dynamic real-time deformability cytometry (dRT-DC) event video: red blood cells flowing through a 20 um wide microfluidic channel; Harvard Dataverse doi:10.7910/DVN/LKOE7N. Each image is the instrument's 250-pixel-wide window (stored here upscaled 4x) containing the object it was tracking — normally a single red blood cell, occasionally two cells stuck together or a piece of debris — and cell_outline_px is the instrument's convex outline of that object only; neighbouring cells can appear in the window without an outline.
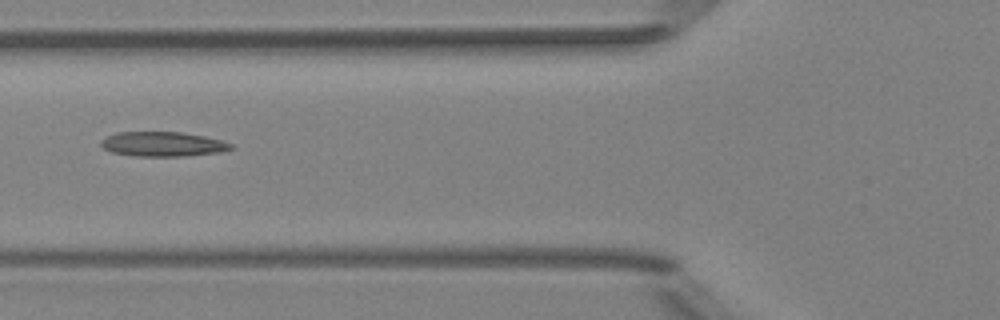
{"species": "Egyptian fruit bat (a non-hibernating species)", "species_latin": "Rousettus aegyptiacus", "temperature_condition": "room temperature", "stored_images_in_passage": 7, "camera_frame_rate_fps": 3000, "um_per_image_px": 0.085, "animal": {"sex": "female"}, "frame": {"image": 1, "passage_image": 3, "time_ms": 2.333, "image_size_px": [1000, 320], "cell_outline_px": [[236, 148], [220, 152], [188, 156], [132, 156], [112, 152], [104, 148], [100, 144], [100, 140], [116, 132], [180, 132], [204, 136], [220, 140], [232, 144]], "centroid_in_image_um": [13.84, 12.25], "position_along_channel_um": 112.0, "area_um2": 18.73}}
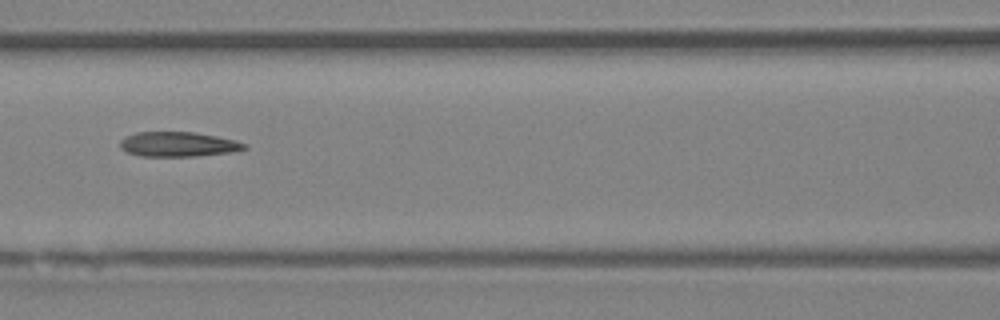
{"frame": {"image": 2, "passage_image": 4, "time_ms": 3.333, "image_size_px": [1000, 320], "cell_outline_px": [[248, 148], [232, 152], [192, 156], [140, 156], [128, 152], [120, 148], [120, 140], [124, 136], [136, 132], [192, 132], [216, 136], [236, 140], [248, 144]], "centroid_in_image_um": [15.14, 12.26], "position_along_channel_um": 151.5, "area_um2": 17.98}}
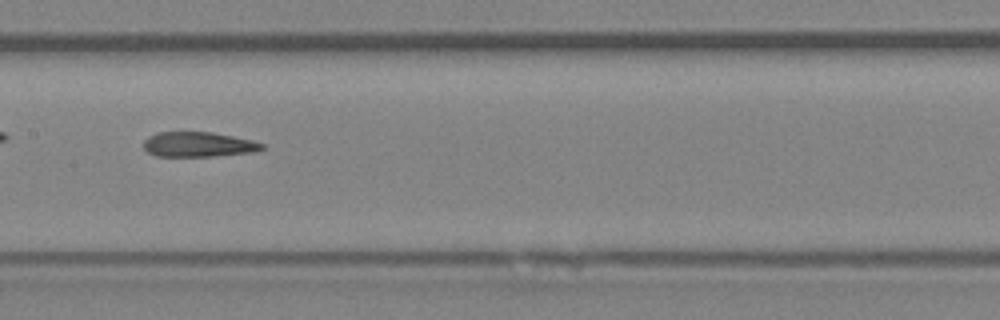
{"frame": {"image": 3, "passage_image": 5, "time_ms": 4.333, "image_size_px": [1000, 320], "cell_outline_px": [[264, 148], [252, 152], [212, 156], [156, 156], [148, 152], [144, 148], [144, 140], [148, 136], [156, 132], [212, 132], [252, 140], [264, 144]], "centroid_in_image_um": [16.83, 12.27], "position_along_channel_um": 190.6, "area_um2": 17.11}}